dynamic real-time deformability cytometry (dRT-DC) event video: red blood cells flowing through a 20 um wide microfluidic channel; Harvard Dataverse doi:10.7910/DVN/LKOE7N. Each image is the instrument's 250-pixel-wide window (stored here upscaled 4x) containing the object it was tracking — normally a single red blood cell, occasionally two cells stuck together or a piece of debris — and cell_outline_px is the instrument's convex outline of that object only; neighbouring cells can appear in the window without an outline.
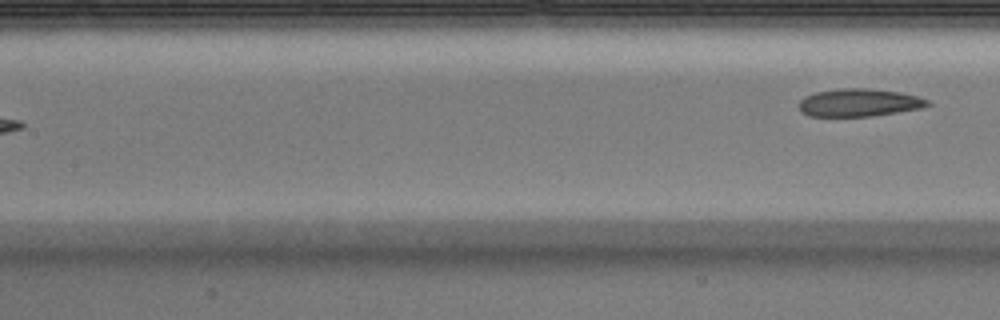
{"species": "Egyptian fruit bat (a non-hibernating species)", "species_latin": "Rousettus aegyptiacus", "temperature_condition": "warm", "stored_images_in_passage": 7, "segment_of_instrument_passage": [2, 2], "camera_frame_rate_fps": 3000, "um_per_image_px": 0.085, "animal": {"sex": "male"}, "frame": {"image": 1, "passage_image": 7, "time_ms": 2.0, "image_size_px": [1000, 320], "cell_outline_px": [[932, 104], [920, 108], [896, 112], [868, 116], [808, 116], [800, 112], [800, 100], [804, 96], [816, 92], [840, 88], [864, 88], [900, 92], [916, 96], [928, 100]], "centroid_in_image_um": [72.98, 8.72], "position_along_channel_um": 134.4, "area_um2": 20.63}}